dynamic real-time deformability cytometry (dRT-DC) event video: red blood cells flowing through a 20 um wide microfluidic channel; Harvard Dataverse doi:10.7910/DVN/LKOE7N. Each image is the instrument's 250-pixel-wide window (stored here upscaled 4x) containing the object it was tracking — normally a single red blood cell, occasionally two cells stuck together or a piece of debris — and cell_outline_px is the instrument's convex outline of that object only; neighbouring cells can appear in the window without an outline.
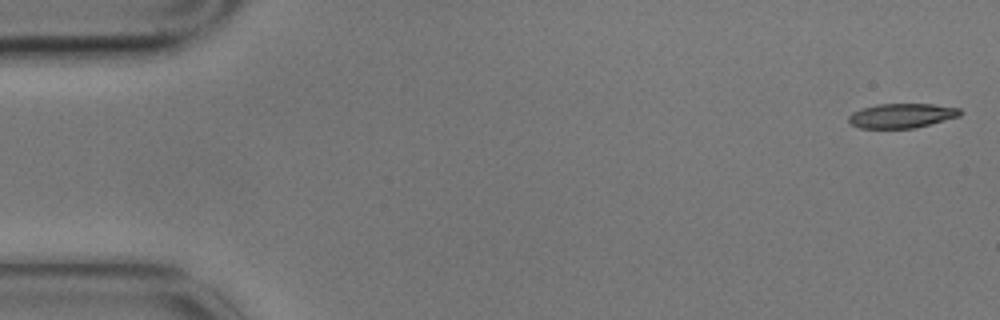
{"species": "common noctule bat (a hibernating species)", "species_latin": "Nyctalus noctula", "temperature_condition": "cold", "stored_images_in_passage": 5, "camera_frame_rate_fps": 3000, "um_per_image_px": 0.085, "animal": {"sex": "male", "body_mass_g": 17.9}, "frame": {"image": 1, "passage_image": 1, "time_ms": 0.0, "image_size_px": [1000, 320], "cell_outline_px": [[960, 116], [912, 128], [860, 128], [848, 124], [848, 116], [852, 112], [860, 108], [876, 104], [932, 104], [960, 108]], "centroid_in_image_um": [76.56, 9.82], "position_along_channel_um": 8.4, "area_um2": 15.9}}
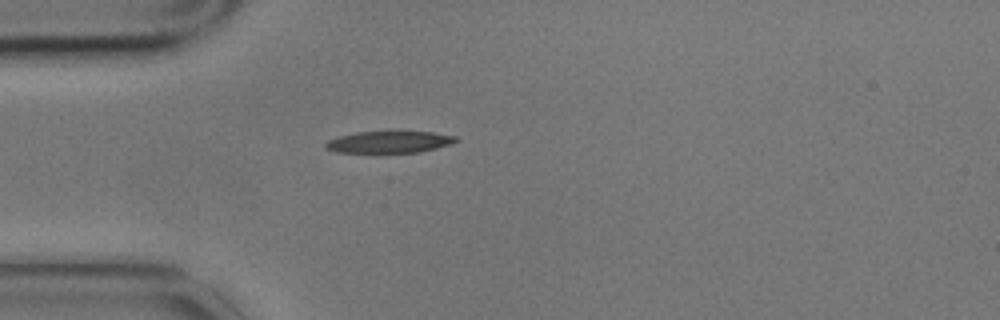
{"frame": {"image": 2, "passage_image": 5, "time_ms": 1.333, "image_size_px": [1000, 320], "cell_outline_px": [[460, 140], [452, 144], [420, 152], [336, 152], [324, 148], [324, 144], [328, 140], [340, 136], [356, 132], [432, 132], [456, 136]], "centroid_in_image_um": [33.1, 12.07], "position_along_channel_um": 51.9, "area_um2": 16.42}}